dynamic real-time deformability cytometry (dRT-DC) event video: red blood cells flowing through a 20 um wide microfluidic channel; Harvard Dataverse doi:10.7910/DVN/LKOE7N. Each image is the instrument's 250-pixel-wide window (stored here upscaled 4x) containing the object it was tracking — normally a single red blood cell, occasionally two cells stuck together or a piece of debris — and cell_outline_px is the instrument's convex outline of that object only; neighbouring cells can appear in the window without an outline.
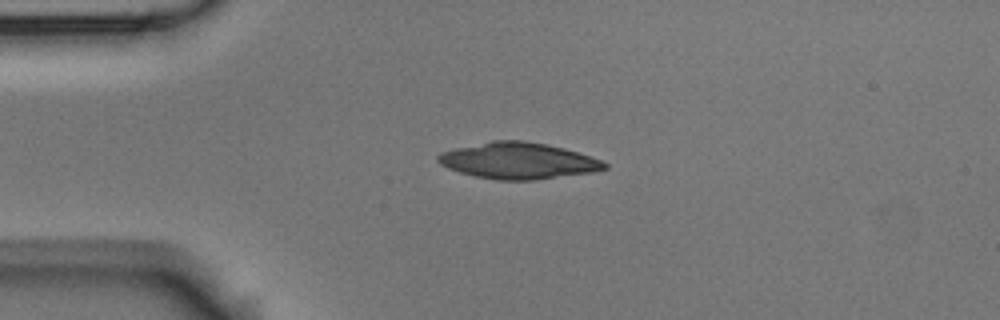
{"species": "Egyptian fruit bat (a non-hibernating species)", "species_latin": "Rousettus aegyptiacus", "temperature_condition": "room temperature", "stored_images_in_passage": 3, "camera_frame_rate_fps": 3000, "um_per_image_px": 0.085, "animal": {"sex": "male"}, "frame": {"image": 1, "passage_image": 3, "time_ms": 0.667, "image_size_px": [1000, 320], "cell_outline_px": [[608, 168], [592, 172], [532, 180], [496, 180], [476, 176], [460, 172], [448, 168], [440, 164], [436, 160], [436, 156], [440, 152], [456, 148], [492, 140], [524, 140], [548, 144], [564, 148], [600, 160], [608, 164]], "centroid_in_image_um": [44.01, 13.65], "position_along_channel_um": 41.0, "area_um2": 35.08}}